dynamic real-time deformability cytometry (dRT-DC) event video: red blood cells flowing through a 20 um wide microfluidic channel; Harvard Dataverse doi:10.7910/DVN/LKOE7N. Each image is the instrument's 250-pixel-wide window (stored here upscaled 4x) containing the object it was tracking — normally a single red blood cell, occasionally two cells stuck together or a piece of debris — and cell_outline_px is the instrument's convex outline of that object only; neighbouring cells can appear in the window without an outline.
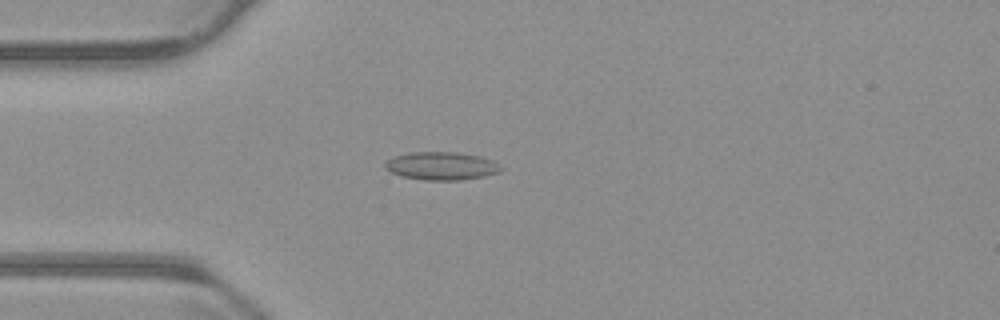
{"species": "common noctule bat (a hibernating species)", "species_latin": "Nyctalus noctula", "temperature_condition": "warm", "stored_images_in_passage": 55, "camera_frame_rate_fps": 3000, "um_per_image_px": 0.085, "animal": {"sex": "male", "body_mass_g": 23.1, "forearm_length_mm": 52.7}, "frame": {"image": 1, "passage_image": 15, "time_ms": 4.667, "image_size_px": [1000, 320], "cell_outline_px": [[500, 172], [484, 176], [456, 180], [424, 180], [400, 176], [384, 168], [384, 164], [392, 156], [408, 152], [456, 152], [480, 156], [492, 160], [500, 168]], "centroid_in_image_um": [37.46, 14.1], "position_along_channel_um": 47.5, "area_um2": 18.84}}
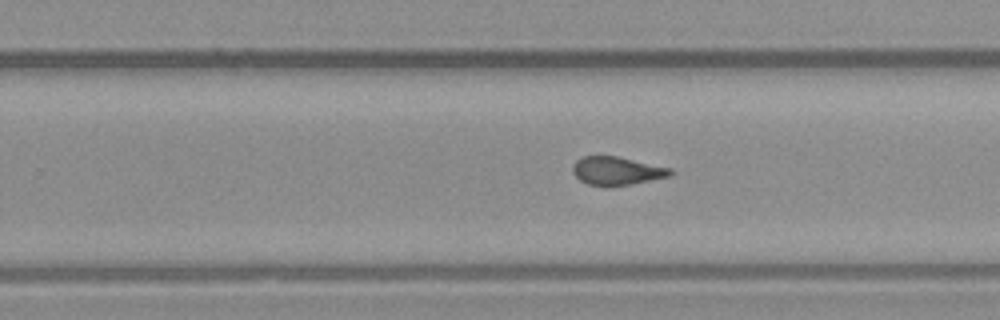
{"frame": {"image": 2, "passage_image": 34, "time_ms": 11.0, "image_size_px": [1000, 320], "cell_outline_px": [[676, 172], [668, 176], [632, 184], [612, 188], [608, 188], [588, 184], [580, 180], [572, 172], [572, 164], [580, 156], [616, 156], [672, 168]], "centroid_in_image_um": [52.4, 14.54], "position_along_channel_um": 277.4, "area_um2": 16.47}}
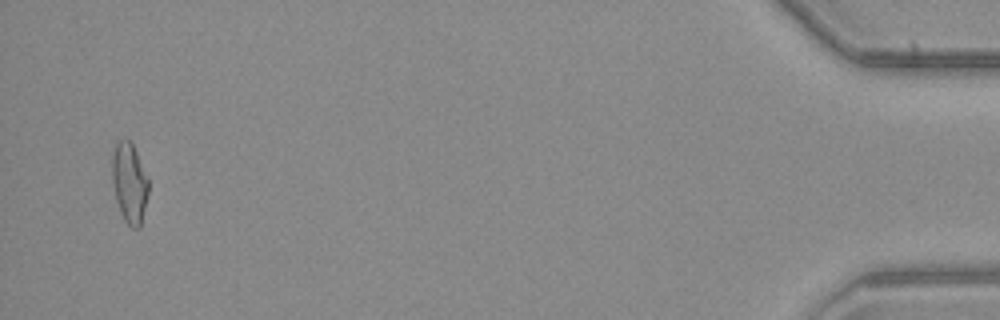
{"frame": {"image": 3, "passage_image": 53, "time_ms": 17.333, "image_size_px": [1000, 320], "cell_outline_px": [[148, 192], [140, 228], [132, 228], [124, 220], [120, 212], [116, 200], [112, 184], [112, 152], [116, 140], [128, 140], [132, 144], [148, 176]], "centroid_in_image_um": [10.99, 15.54], "position_along_channel_um": 424.2, "area_um2": 17.05}, "authors_computed_cell_mechanics": {"area_um2": 17.051, "velocity_mm_per_s": 3.8108, "shape_relaxation_time_tau1_ms": 10.118, "shape_relaxation_time_tau2_ms": 0.911, "deformation_change_tau1": 0.1921, "deformation_change_tau2": 0.0779}}